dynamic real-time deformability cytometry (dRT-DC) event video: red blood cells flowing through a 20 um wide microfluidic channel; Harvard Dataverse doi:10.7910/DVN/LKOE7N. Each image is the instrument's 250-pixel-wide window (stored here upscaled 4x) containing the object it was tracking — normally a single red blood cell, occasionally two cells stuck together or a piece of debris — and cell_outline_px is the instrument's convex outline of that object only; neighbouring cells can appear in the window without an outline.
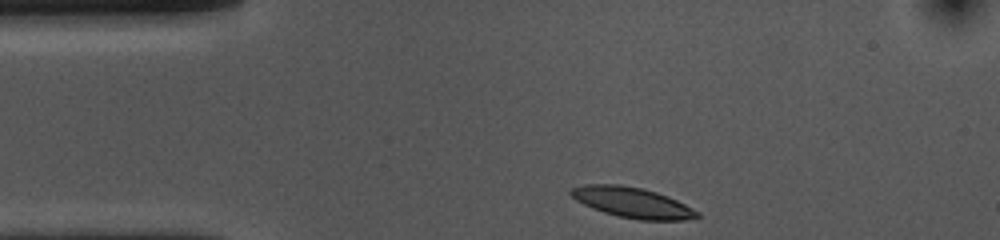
{"species": "common noctule bat (a hibernating species)", "species_latin": "Nyctalus noctula", "temperature_condition": "cold", "stored_images_in_passage": 34, "camera_frame_rate_fps": 3000, "um_per_image_px": 0.085, "animal": {"sex": "female", "body_mass_g": 10.0, "forearm_length_mm": 53.1}, "frame": {"image": 1, "passage_image": 1, "time_ms": 0.0, "image_size_px": [1000, 240], "cell_outline_px": [[700, 216], [684, 220], [636, 220], [604, 212], [592, 208], [576, 200], [568, 192], [572, 188], [584, 184], [620, 184], [640, 188], [656, 192], [668, 196], [700, 212]], "centroid_in_image_um": [53.74, 17.21], "position_along_channel_um": 31.3, "area_um2": 22.25}}
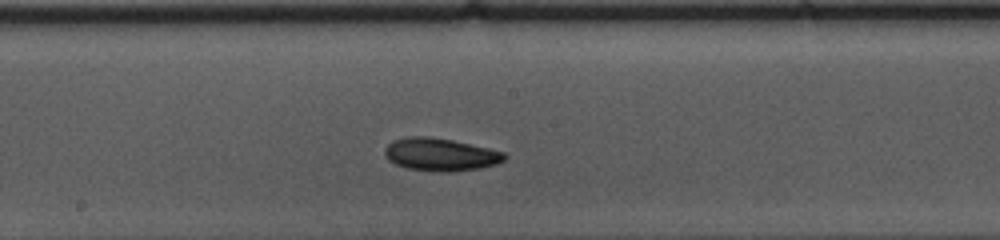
{"frame": {"image": 2, "passage_image": 19, "time_ms": 6.0, "image_size_px": [1000, 240], "cell_outline_px": [[508, 156], [504, 160], [496, 164], [480, 168], [448, 172], [440, 172], [404, 168], [388, 160], [384, 156], [384, 148], [392, 140], [408, 136], [428, 136], [452, 140], [488, 148], [504, 152]], "centroid_in_image_um": [37.4, 13.13], "position_along_channel_um": 210.8, "area_um2": 23.0}}
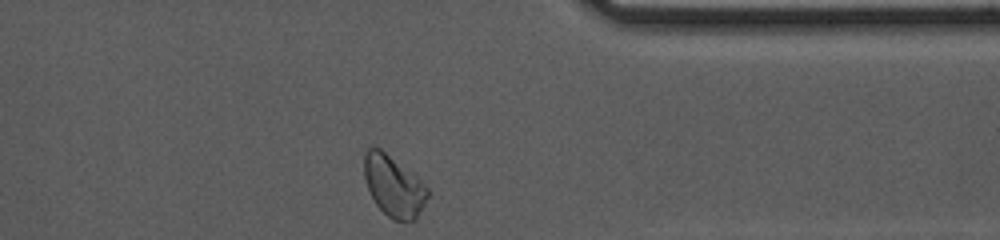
{"frame": {"image": 3, "passage_image": 34, "time_ms": 11.0, "image_size_px": [1000, 240], "cell_outline_px": [[428, 196], [416, 220], [392, 220], [376, 204], [368, 188], [364, 176], [364, 152], [368, 148], [380, 148], [428, 188]], "centroid_in_image_um": [33.44, 15.84], "position_along_channel_um": 378.0, "area_um2": 21.85}, "authors_computed_cell_mechanics": {"area_um2": 22.1663, "velocity_mm_per_s": 3.5785, "shape_relaxation_time_tau1_ms": 3.0592, "shape_relaxation_time_tau2_ms": 8.3285, "deformation_change_tau1": 0.098, "deformation_change_tau2": 0.1182}}